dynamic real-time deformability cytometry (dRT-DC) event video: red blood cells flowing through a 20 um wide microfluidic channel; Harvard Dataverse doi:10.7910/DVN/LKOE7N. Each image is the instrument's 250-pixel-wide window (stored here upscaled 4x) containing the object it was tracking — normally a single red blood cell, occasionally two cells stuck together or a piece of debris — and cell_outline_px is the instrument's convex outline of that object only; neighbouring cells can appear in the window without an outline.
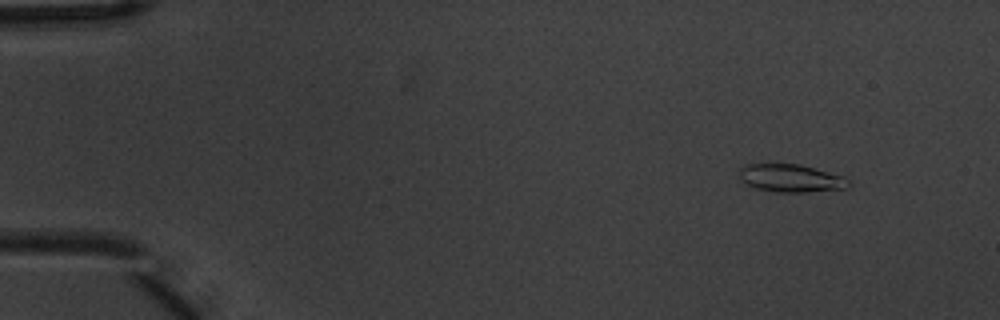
{"species": "common noctule bat (a hibernating species)", "species_latin": "Nyctalus noctula", "temperature_condition": "warm", "stored_images_in_passage": 5, "camera_frame_rate_fps": 3000, "um_per_image_px": 0.085, "animal": {"sex": "male", "body_mass_g": 20.1, "forearm_length_mm": 53.5}, "frame": {"image": 1, "passage_image": 2, "time_ms": 0.333, "image_size_px": [1000, 320], "cell_outline_px": [[852, 184], [848, 188], [808, 192], [776, 192], [756, 188], [744, 184], [740, 180], [740, 168], [744, 164], [800, 164], [844, 176]], "centroid_in_image_um": [67.23, 15.15], "position_along_channel_um": 17.8, "area_um2": 17.92}}
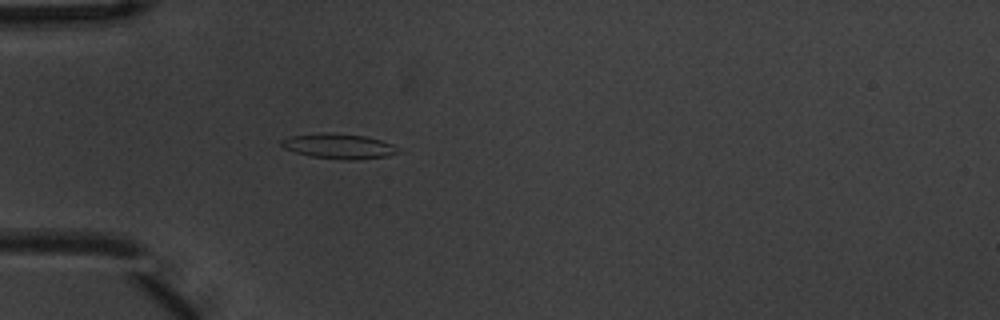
{"frame": {"image": 2, "passage_image": 5, "time_ms": 1.333, "image_size_px": [1000, 320], "cell_outline_px": [[400, 152], [388, 156], [352, 160], [344, 160], [312, 156], [296, 152], [284, 148], [280, 144], [280, 140], [288, 136], [320, 132], [332, 132], [368, 136], [392, 144], [400, 148]], "centroid_in_image_um": [28.8, 12.41], "position_along_channel_um": 56.2, "area_um2": 17.28}}